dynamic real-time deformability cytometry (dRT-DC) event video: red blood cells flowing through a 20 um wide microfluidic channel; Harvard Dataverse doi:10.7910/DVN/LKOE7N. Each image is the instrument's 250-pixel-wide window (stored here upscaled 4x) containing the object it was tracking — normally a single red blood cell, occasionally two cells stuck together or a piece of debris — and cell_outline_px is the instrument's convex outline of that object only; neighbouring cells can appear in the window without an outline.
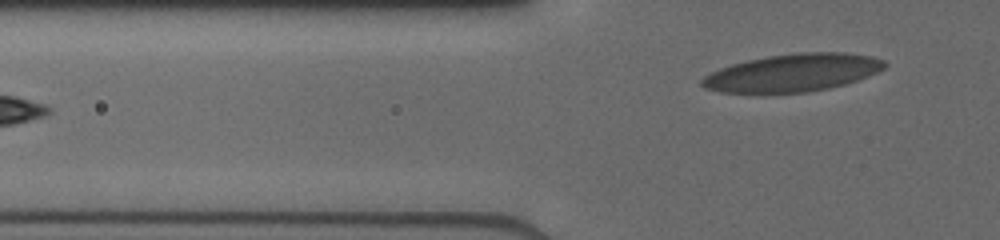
{"species": "human", "species_latin": "Homo sapiens", "temperature_condition": "cold", "stored_images_in_passage": 9, "camera_frame_rate_fps": 3000, "um_per_image_px": 0.085, "donor": {"sex": "male"}, "frame": {"image": 1, "passage_image": 9, "time_ms": 6.667, "image_size_px": [1000, 240], "cell_outline_px": [[888, 64], [884, 68], [868, 76], [844, 84], [828, 88], [808, 92], [720, 92], [704, 88], [700, 84], [700, 80], [704, 76], [720, 68], [732, 64], [748, 60], [768, 56], [796, 52], [844, 52], [872, 56], [884, 60]], "centroid_in_image_um": [67.39, 6.17], "position_along_channel_um": 58.4, "area_um2": 39.88}}